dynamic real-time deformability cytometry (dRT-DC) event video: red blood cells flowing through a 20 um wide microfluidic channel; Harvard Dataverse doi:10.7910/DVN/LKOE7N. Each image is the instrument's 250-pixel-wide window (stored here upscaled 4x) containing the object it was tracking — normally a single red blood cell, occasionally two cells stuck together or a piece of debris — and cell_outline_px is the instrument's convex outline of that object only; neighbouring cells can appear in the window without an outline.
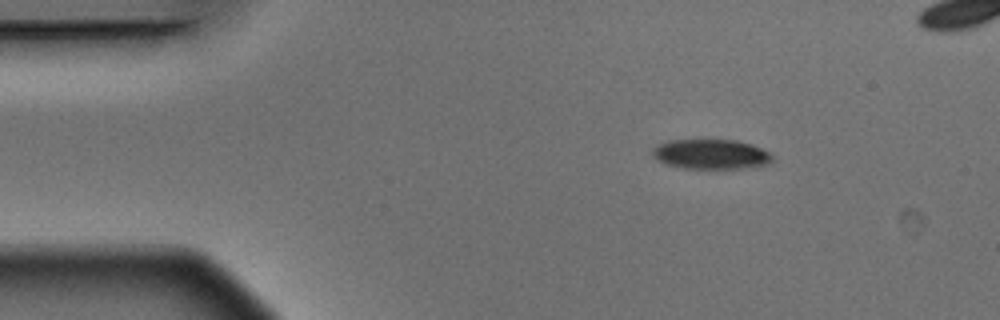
{"species": "Egyptian fruit bat (a non-hibernating species)", "species_latin": "Rousettus aegyptiacus", "temperature_condition": "warm", "stored_images_in_passage": 4, "camera_frame_rate_fps": 3000, "um_per_image_px": 0.085, "animal": {"sex": "male"}, "frame": {"image": 1, "passage_image": 1, "time_ms": 0.0, "image_size_px": [1000, 320], "cell_outline_px": [[772, 164], [744, 168], [684, 168], [664, 164], [656, 160], [652, 156], [652, 148], [656, 144], [668, 140], [736, 140], [752, 144], [772, 152]], "centroid_in_image_um": [60.43, 13.1], "position_along_channel_um": 24.6, "area_um2": 21.21}}